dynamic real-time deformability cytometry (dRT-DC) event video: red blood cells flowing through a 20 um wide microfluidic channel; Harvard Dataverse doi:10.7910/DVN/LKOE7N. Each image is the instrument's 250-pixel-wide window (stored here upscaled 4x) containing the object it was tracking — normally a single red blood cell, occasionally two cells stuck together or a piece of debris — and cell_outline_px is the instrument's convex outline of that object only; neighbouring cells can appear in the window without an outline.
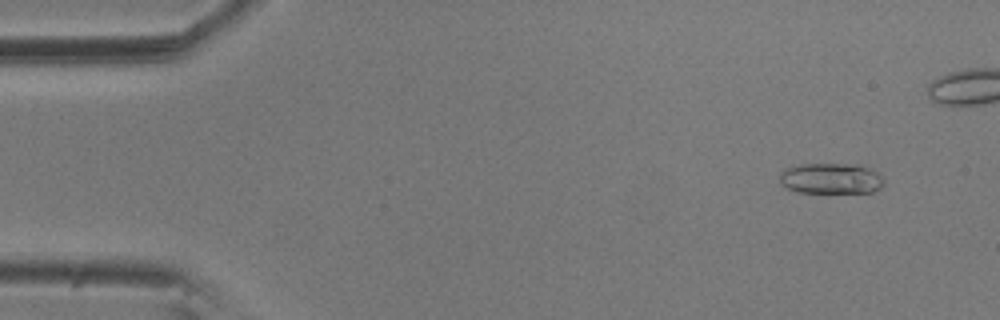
{"species": "common noctule bat (a hibernating species)", "species_latin": "Nyctalus noctula", "temperature_condition": "room temperature", "stored_images_in_passage": 10, "segment_of_instrument_passage": [1, 2], "camera_frame_rate_fps": 3000, "um_per_image_px": 0.085, "animal": {"sex": "male", "body_mass_g": 20.5, "forearm_length_mm": 52.5}, "frame": {"image": 1, "passage_image": 1, "time_ms": 0.0, "image_size_px": [1000, 320], "cell_outline_px": [[884, 184], [880, 188], [872, 192], [800, 192], [788, 188], [780, 184], [780, 172], [784, 168], [800, 164], [856, 164], [868, 168], [876, 172], [884, 180]], "centroid_in_image_um": [70.61, 15.16], "position_along_channel_um": 14.4, "area_um2": 18.61}}
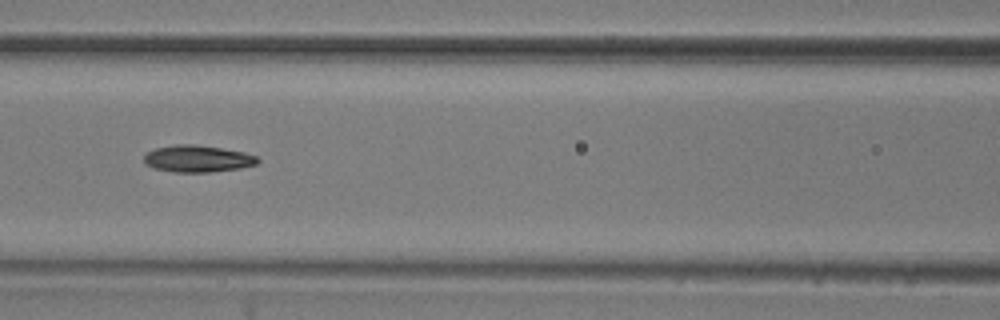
{"frame": {"image": 2, "passage_image": 7, "time_ms": 2.0, "image_size_px": [1000, 320], "cell_outline_px": [[260, 160], [256, 164], [240, 168], [208, 172], [176, 172], [152, 168], [144, 164], [144, 156], [148, 152], [156, 148], [176, 144], [196, 144], [244, 152], [256, 156]], "centroid_in_image_um": [16.77, 13.49], "position_along_channel_um": 149.8, "area_um2": 17.74}}
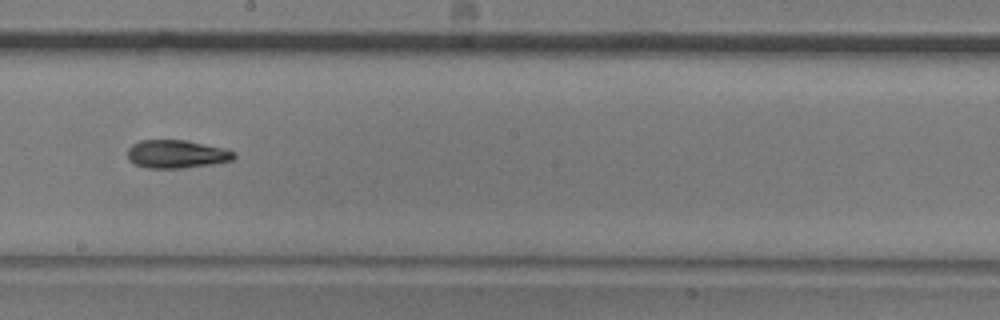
{"frame": {"image": 3, "passage_image": 9, "time_ms": 2.667, "image_size_px": [1000, 320], "cell_outline_px": [[236, 156], [232, 160], [212, 164], [184, 168], [148, 168], [132, 164], [128, 160], [128, 148], [132, 144], [140, 140], [188, 140], [224, 148], [236, 152]], "centroid_in_image_um": [15.0, 13.09], "position_along_channel_um": 233.2, "area_um2": 17.69}}